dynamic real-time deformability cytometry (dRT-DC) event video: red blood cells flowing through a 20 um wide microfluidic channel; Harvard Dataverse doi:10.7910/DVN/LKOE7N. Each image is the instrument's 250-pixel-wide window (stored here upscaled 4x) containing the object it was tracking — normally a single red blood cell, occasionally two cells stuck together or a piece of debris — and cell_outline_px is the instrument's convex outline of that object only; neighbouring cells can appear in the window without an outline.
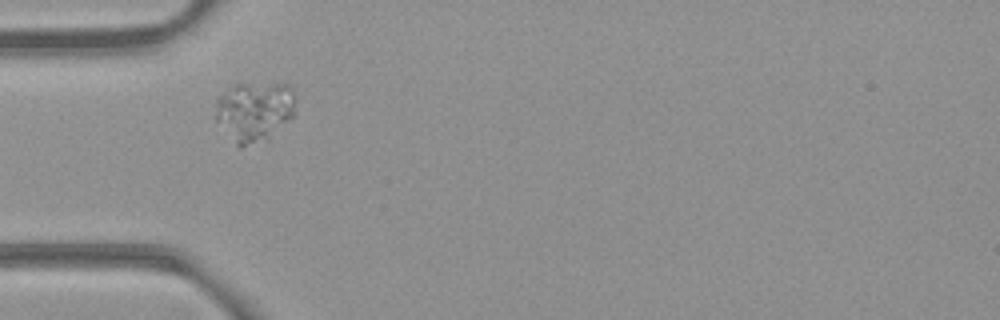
{"species": "common noctule bat (a hibernating species)", "species_latin": "Nyctalus noctula", "temperature_condition": "room temperature", "stored_images_in_passage": 38, "camera_frame_rate_fps": 3000, "um_per_image_px": 0.085, "animal": {"sex": "female", "body_mass_g": 21.9}, "frame": {"image": 1, "passage_image": 1, "time_ms": 0.0, "image_size_px": [1000, 320], "cell_outline_px": [[296, 116], [240, 148], [236, 144], [216, 120], [216, 100], [220, 96], [236, 84], [292, 84], [296, 112]], "centroid_in_image_um": [21.63, 9.37], "position_along_channel_um": 63.4, "area_um2": 26.65}}
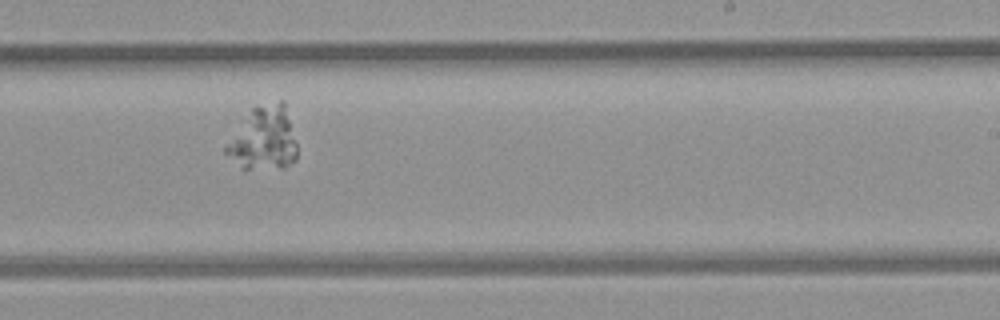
{"frame": {"image": 2, "passage_image": 17, "time_ms": 5.333, "image_size_px": [1000, 320], "cell_outline_px": [[296, 160], [284, 168], [240, 168], [224, 152], [224, 148], [252, 108], [256, 104], [280, 100], [284, 100], [296, 144]], "centroid_in_image_um": [22.42, 11.77], "position_along_channel_um": 266.6, "area_um2": 26.01}}
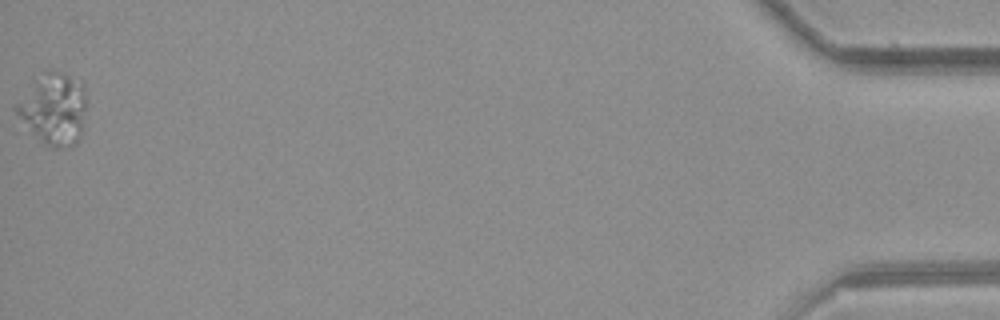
{"frame": {"image": 3, "passage_image": 38, "time_ms": 12.333, "image_size_px": [1000, 320], "cell_outline_px": [[84, 108], [80, 136], [76, 144], [56, 148], [52, 148], [44, 144], [16, 112], [16, 104], [44, 72], [48, 68], [56, 68], [84, 80]], "centroid_in_image_um": [4.63, 9.19], "position_along_channel_um": 430.6, "area_um2": 28.55}}